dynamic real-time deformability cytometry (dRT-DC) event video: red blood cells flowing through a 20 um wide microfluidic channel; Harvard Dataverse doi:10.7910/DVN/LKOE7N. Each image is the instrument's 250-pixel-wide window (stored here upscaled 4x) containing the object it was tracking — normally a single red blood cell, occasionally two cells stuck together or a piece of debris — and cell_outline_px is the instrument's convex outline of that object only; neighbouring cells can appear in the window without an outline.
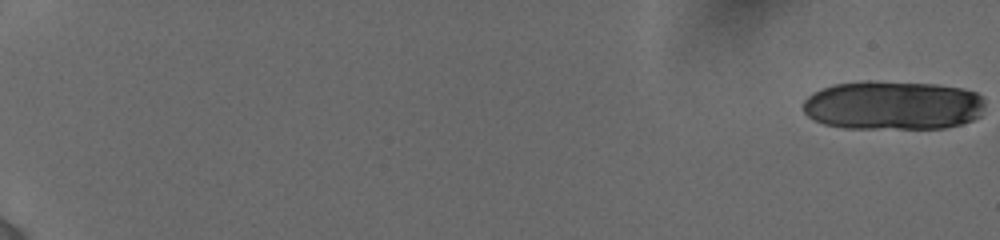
{"species": "human", "species_latin": "Homo sapiens", "temperature_condition": "cold", "stored_images_in_passage": 16, "camera_frame_rate_fps": 3000, "um_per_image_px": 0.085, "donor": {"sex": "female"}, "frame": {"image": 1, "passage_image": 1, "time_ms": 0.0, "image_size_px": [1000, 240], "cell_outline_px": [[984, 108], [980, 116], [972, 120], [960, 124], [944, 128], [844, 128], [824, 124], [808, 116], [804, 112], [804, 100], [812, 92], [820, 88], [832, 84], [868, 80], [936, 84], [960, 88], [976, 92], [984, 96]], "centroid_in_image_um": [75.9, 8.94], "position_along_channel_um": 9.1, "area_um2": 52.48}}
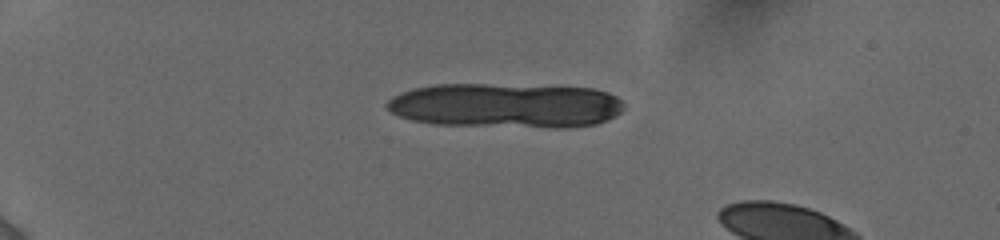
{"frame": {"image": 2, "passage_image": 12, "time_ms": 5.0, "image_size_px": [1000, 240], "cell_outline_px": [[624, 108], [620, 112], [596, 124], [568, 128], [552, 128], [432, 124], [412, 120], [400, 116], [392, 112], [384, 104], [392, 96], [416, 88], [436, 84], [484, 84], [592, 88], [608, 92], [616, 96], [624, 104]], "centroid_in_image_um": [42.99, 8.98], "position_along_channel_um": 42.0, "area_um2": 61.85}}